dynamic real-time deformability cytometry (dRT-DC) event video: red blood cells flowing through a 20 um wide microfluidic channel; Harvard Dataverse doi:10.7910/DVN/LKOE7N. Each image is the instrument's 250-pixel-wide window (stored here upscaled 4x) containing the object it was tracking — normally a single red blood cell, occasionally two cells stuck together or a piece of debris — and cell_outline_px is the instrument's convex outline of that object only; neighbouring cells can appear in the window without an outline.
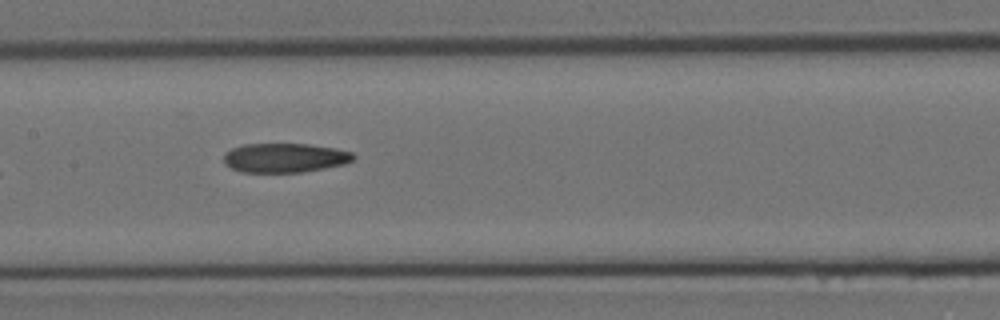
{"species": "Egyptian fruit bat (a non-hibernating species)", "species_latin": "Rousettus aegyptiacus", "temperature_condition": "room temperature", "stored_images_in_passage": 20, "camera_frame_rate_fps": 3000, "um_per_image_px": 0.085, "animal": {"sex": "female"}, "frame": {"image": 1, "passage_image": 11, "time_ms": 3.333, "image_size_px": [1000, 320], "cell_outline_px": [[356, 156], [352, 160], [344, 164], [304, 172], [240, 172], [232, 168], [224, 160], [224, 156], [232, 148], [244, 144], [308, 144], [336, 148], [352, 152]], "centroid_in_image_um": [24.25, 13.41], "position_along_channel_um": 183.2, "area_um2": 21.96}}